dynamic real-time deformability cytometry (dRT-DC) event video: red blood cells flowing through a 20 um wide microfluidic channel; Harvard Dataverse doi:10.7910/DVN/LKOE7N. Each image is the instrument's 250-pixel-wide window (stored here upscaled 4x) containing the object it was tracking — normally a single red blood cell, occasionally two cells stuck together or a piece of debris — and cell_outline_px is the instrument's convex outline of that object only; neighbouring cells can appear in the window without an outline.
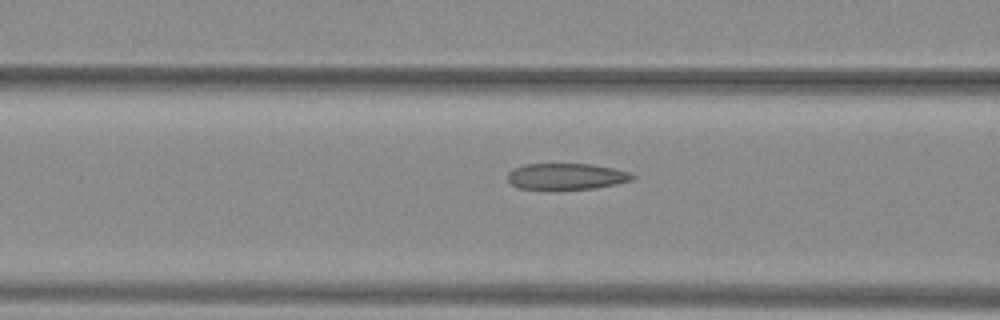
{"species": "common noctule bat (a hibernating species)", "species_latin": "Nyctalus noctula", "temperature_condition": "warm", "stored_images_in_passage": 6, "camera_frame_rate_fps": 3000, "um_per_image_px": 0.085, "animal": {"sex": "female", "body_mass_g": 29.2, "forearm_length_mm": 56.3}, "frame": {"image": 1, "passage_image": 4, "time_ms": 1.0, "image_size_px": [1000, 320], "cell_outline_px": [[636, 176], [632, 180], [616, 184], [596, 188], [520, 188], [512, 184], [508, 180], [508, 172], [512, 168], [524, 164], [592, 164], [612, 168], [628, 172]], "centroid_in_image_um": [48.14, 14.97], "position_along_channel_um": 118.5, "area_um2": 18.73}}